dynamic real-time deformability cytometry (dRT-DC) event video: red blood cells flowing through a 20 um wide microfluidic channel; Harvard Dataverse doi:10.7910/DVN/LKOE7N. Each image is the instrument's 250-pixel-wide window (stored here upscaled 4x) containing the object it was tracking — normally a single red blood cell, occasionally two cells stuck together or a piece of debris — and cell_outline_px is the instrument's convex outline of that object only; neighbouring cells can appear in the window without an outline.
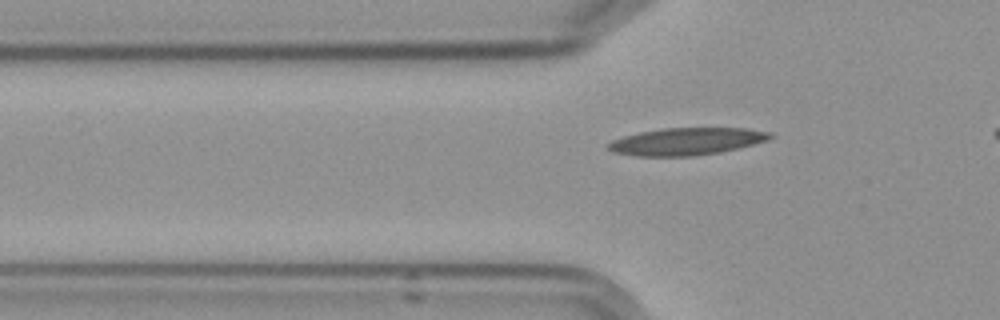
{"species": "Egyptian fruit bat (a non-hibernating species)", "species_latin": "Rousettus aegyptiacus", "temperature_condition": "cold", "stored_images_in_passage": 43, "camera_frame_rate_fps": 3000, "um_per_image_px": 0.085, "frame": {"image": 1, "passage_image": 12, "time_ms": 3.667, "image_size_px": [1000, 320], "cell_outline_px": [[776, 136], [768, 140], [720, 152], [692, 156], [636, 156], [612, 152], [604, 148], [612, 140], [624, 136], [640, 132], [660, 128], [748, 128], [772, 132]], "centroid_in_image_um": [58.35, 12.01], "position_along_channel_um": 67.5, "area_um2": 25.89}}
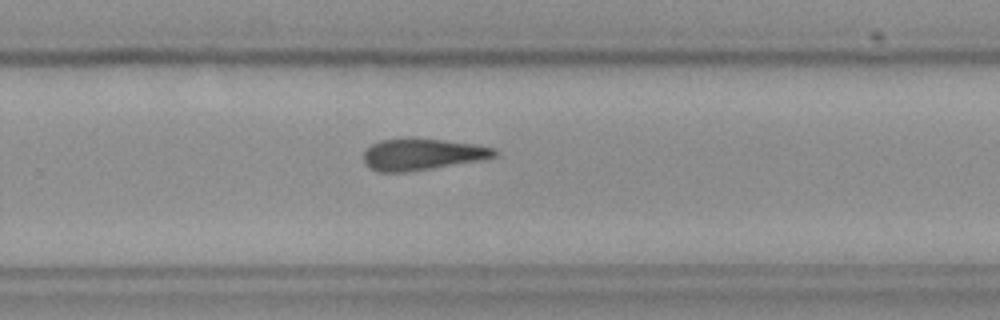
{"frame": {"image": 2, "passage_image": 31, "time_ms": 10.0, "image_size_px": [1000, 320], "cell_outline_px": [[496, 156], [484, 160], [432, 168], [404, 172], [380, 172], [368, 168], [364, 164], [364, 152], [372, 144], [380, 140], [408, 136], [444, 140], [476, 144], [496, 148]], "centroid_in_image_um": [35.88, 13.1], "position_along_channel_um": 293.9, "area_um2": 24.57}}
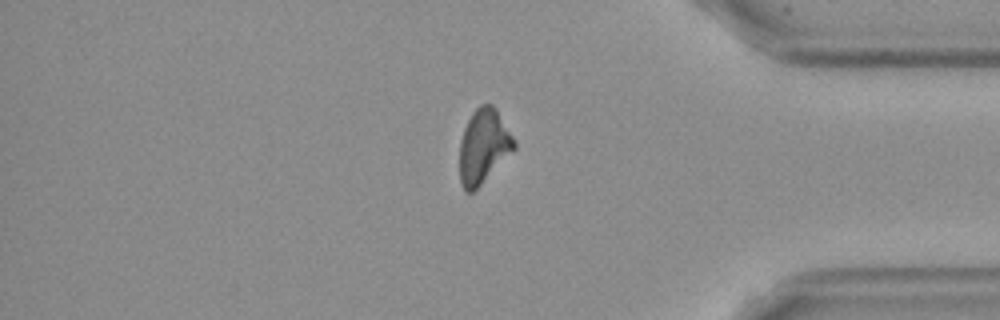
{"frame": {"image": 3, "passage_image": 41, "time_ms": 13.333, "image_size_px": [1000, 320], "cell_outline_px": [[516, 148], [472, 192], [464, 192], [460, 184], [460, 140], [464, 128], [472, 112], [480, 104], [492, 104], [496, 108], [516, 140]], "centroid_in_image_um": [41.1, 12.41], "position_along_channel_um": 394.1, "area_um2": 23.52}}